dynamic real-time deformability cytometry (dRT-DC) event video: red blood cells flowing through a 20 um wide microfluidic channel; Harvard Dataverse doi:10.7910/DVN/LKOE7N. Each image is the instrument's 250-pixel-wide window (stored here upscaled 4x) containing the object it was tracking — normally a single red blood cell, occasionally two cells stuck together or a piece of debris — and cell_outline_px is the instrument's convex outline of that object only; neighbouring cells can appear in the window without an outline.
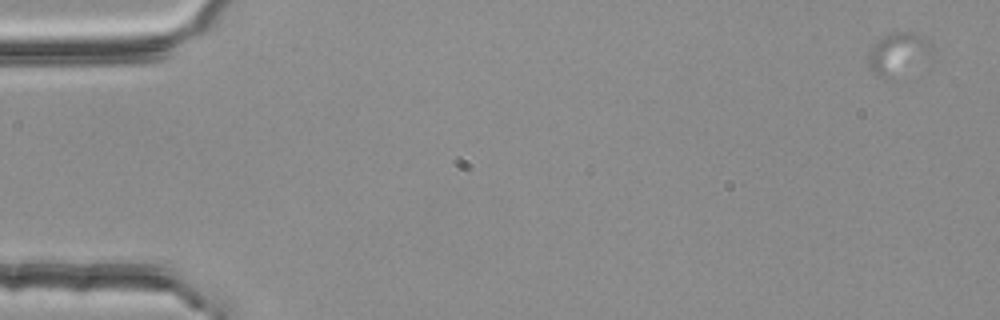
{"species": "common noctule bat (a hibernating species)", "species_latin": "Nyctalus noctula", "temperature_condition": "room temperature", "stored_images_in_passage": 56, "camera_frame_rate_fps": 3000, "um_per_image_px": 0.085, "animal": {"sex": "female", "body_mass_g": 25.1}, "frame": {"image": 1, "passage_image": 1, "time_ms": 0.0, "image_size_px": [1000, 320], "cell_outline_px": [[932, 48], [928, 52], [892, 80], [884, 80], [872, 72], [868, 64], [868, 52], [872, 44], [876, 40], [892, 32], [908, 32], [924, 36]], "centroid_in_image_um": [76.18, 4.55], "position_along_channel_um": 8.8, "area_um2": 14.97}}
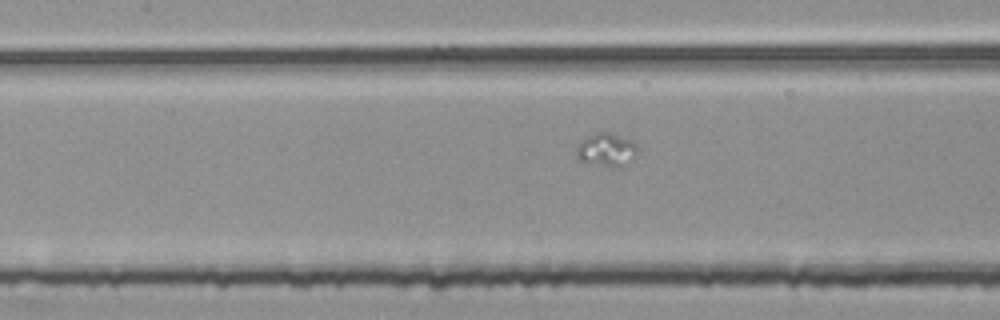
{"frame": {"image": 2, "passage_image": 25, "time_ms": 8.0, "image_size_px": [1000, 320], "cell_outline_px": [[636, 152], [620, 168], [576, 160], [576, 148], [588, 136], [596, 132], [608, 132], [632, 140], [636, 144]], "centroid_in_image_um": [51.51, 12.72], "position_along_channel_um": 155.9, "area_um2": 11.44}}
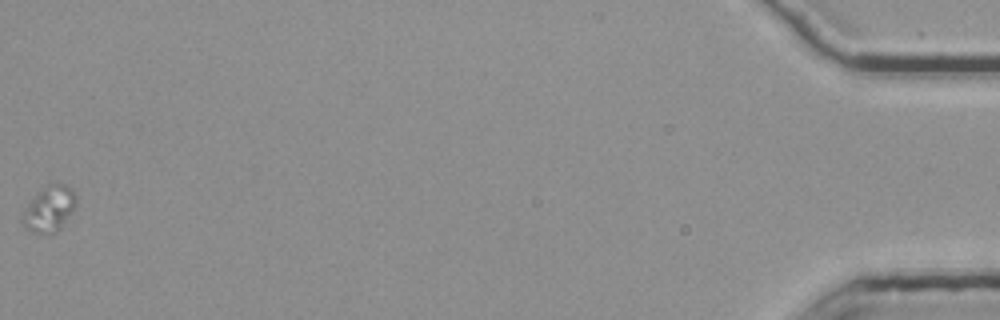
{"frame": {"image": 3, "passage_image": 56, "time_ms": 18.333, "image_size_px": [1000, 320], "cell_outline_px": [[76, 208], [60, 228], [52, 232], [32, 232], [24, 228], [20, 224], [20, 216], [36, 192], [48, 184], [64, 184], [72, 188], [76, 196]], "centroid_in_image_um": [4.17, 17.74], "position_along_channel_um": 431.0, "area_um2": 14.39}}